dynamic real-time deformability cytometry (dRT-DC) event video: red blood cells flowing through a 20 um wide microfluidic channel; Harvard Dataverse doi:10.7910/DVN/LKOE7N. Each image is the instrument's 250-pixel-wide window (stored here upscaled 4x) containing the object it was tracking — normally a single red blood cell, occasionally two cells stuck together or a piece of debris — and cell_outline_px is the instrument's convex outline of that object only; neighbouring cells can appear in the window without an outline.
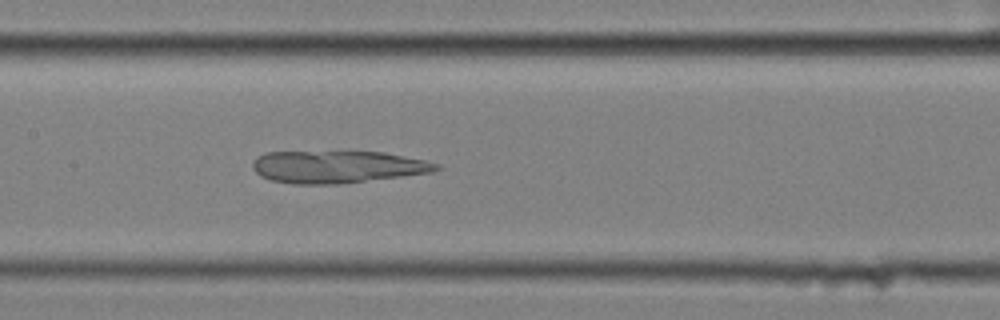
{"species": "common noctule bat (a hibernating species)", "species_latin": "Nyctalus noctula", "temperature_condition": "cold", "stored_images_in_passage": 43, "camera_frame_rate_fps": 3000, "um_per_image_px": 0.085, "animal": {"sex": "female", "body_mass_g": 25.1}, "frame": {"image": 1, "passage_image": 14, "time_ms": 4.333, "image_size_px": [1000, 320], "cell_outline_px": [[440, 168], [432, 172], [340, 184], [292, 184], [272, 180], [260, 176], [252, 168], [252, 164], [260, 156], [268, 152], [384, 152], [424, 160], [440, 164]], "centroid_in_image_um": [28.68, 14.19], "position_along_channel_um": 178.7, "area_um2": 34.28}}
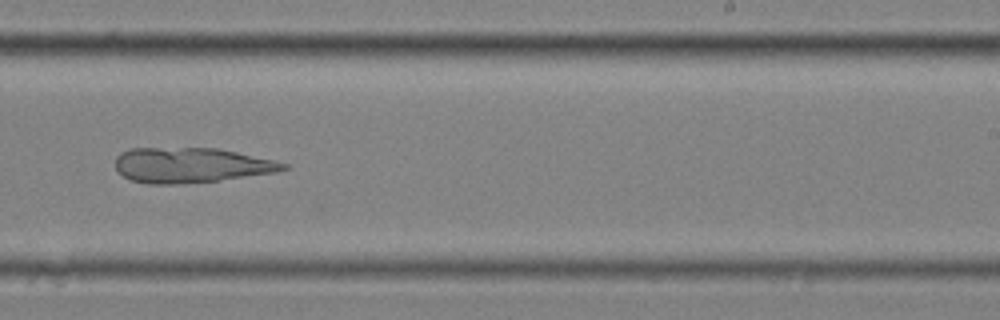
{"frame": {"image": 2, "passage_image": 22, "time_ms": 7.0, "image_size_px": [1000, 320], "cell_outline_px": [[288, 168], [276, 172], [216, 180], [184, 184], [148, 184], [132, 180], [124, 176], [116, 168], [116, 156], [120, 152], [132, 148], [216, 148], [276, 160], [288, 164]], "centroid_in_image_um": [16.22, 14.03], "position_along_channel_um": 272.8, "area_um2": 34.16}}
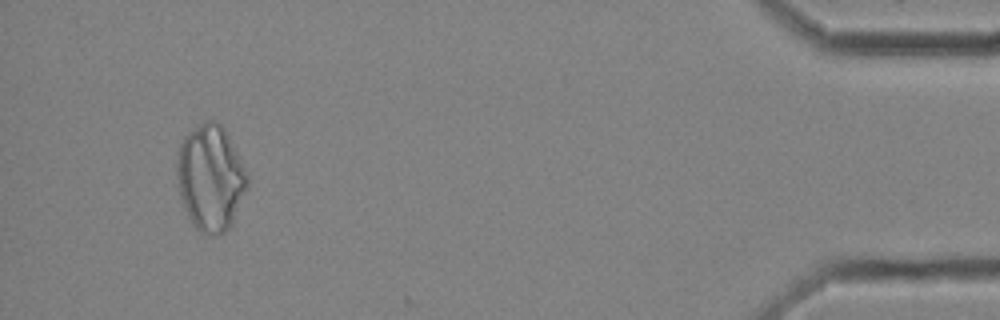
{"frame": {"image": 3, "passage_image": 40, "time_ms": 13.0, "image_size_px": [1000, 320], "cell_outline_px": [[248, 184], [232, 224], [224, 232], [208, 236], [200, 232], [192, 224], [184, 208], [180, 196], [176, 176], [176, 164], [180, 144], [184, 136], [188, 132], [204, 120], [216, 120], [224, 128], [248, 172]], "centroid_in_image_um": [17.88, 15.11], "position_along_channel_um": 417.3, "area_um2": 43.7}}